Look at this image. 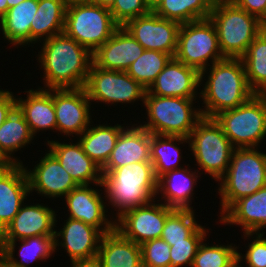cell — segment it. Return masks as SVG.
I'll use <instances>...</instances> for the list:
<instances>
[{
	"label": "cell",
	"instance_id": "f5cc1de1",
	"mask_svg": "<svg viewBox=\"0 0 266 267\" xmlns=\"http://www.w3.org/2000/svg\"><path fill=\"white\" fill-rule=\"evenodd\" d=\"M0 267H14L0 256Z\"/></svg>",
	"mask_w": 266,
	"mask_h": 267
},
{
	"label": "cell",
	"instance_id": "9f6ffc18",
	"mask_svg": "<svg viewBox=\"0 0 266 267\" xmlns=\"http://www.w3.org/2000/svg\"><path fill=\"white\" fill-rule=\"evenodd\" d=\"M240 264V262L239 261H236V263L234 264V266L233 267H243L241 264Z\"/></svg>",
	"mask_w": 266,
	"mask_h": 267
},
{
	"label": "cell",
	"instance_id": "30bf717a",
	"mask_svg": "<svg viewBox=\"0 0 266 267\" xmlns=\"http://www.w3.org/2000/svg\"><path fill=\"white\" fill-rule=\"evenodd\" d=\"M174 58L199 72L225 59L219 48L216 27L210 18L181 24Z\"/></svg>",
	"mask_w": 266,
	"mask_h": 267
},
{
	"label": "cell",
	"instance_id": "9a60e30c",
	"mask_svg": "<svg viewBox=\"0 0 266 267\" xmlns=\"http://www.w3.org/2000/svg\"><path fill=\"white\" fill-rule=\"evenodd\" d=\"M99 189L90 185H78L65 196L68 217L80 220L85 224L97 228L102 234L112 232L115 229V218L106 215L107 202L105 196L102 197Z\"/></svg>",
	"mask_w": 266,
	"mask_h": 267
},
{
	"label": "cell",
	"instance_id": "7a4b0ae2",
	"mask_svg": "<svg viewBox=\"0 0 266 267\" xmlns=\"http://www.w3.org/2000/svg\"><path fill=\"white\" fill-rule=\"evenodd\" d=\"M200 82L203 89L199 98L204 105L201 113L205 118H214L222 111L234 109L255 94L248 85L241 58H225L210 65L200 72Z\"/></svg>",
	"mask_w": 266,
	"mask_h": 267
},
{
	"label": "cell",
	"instance_id": "f1b7e54d",
	"mask_svg": "<svg viewBox=\"0 0 266 267\" xmlns=\"http://www.w3.org/2000/svg\"><path fill=\"white\" fill-rule=\"evenodd\" d=\"M34 138L23 113L16 106L0 127V157L7 164H23L13 155L28 146Z\"/></svg>",
	"mask_w": 266,
	"mask_h": 267
},
{
	"label": "cell",
	"instance_id": "cb8c5ba5",
	"mask_svg": "<svg viewBox=\"0 0 266 267\" xmlns=\"http://www.w3.org/2000/svg\"><path fill=\"white\" fill-rule=\"evenodd\" d=\"M184 165L185 168L169 171L157 179L156 195L159 197L161 194L162 203L167 207L178 210H194L190 205L193 202L194 188L201 173H198V170L190 169L189 164Z\"/></svg>",
	"mask_w": 266,
	"mask_h": 267
},
{
	"label": "cell",
	"instance_id": "c3c4849f",
	"mask_svg": "<svg viewBox=\"0 0 266 267\" xmlns=\"http://www.w3.org/2000/svg\"><path fill=\"white\" fill-rule=\"evenodd\" d=\"M163 0H146L147 6L150 11H154L156 7L162 2Z\"/></svg>",
	"mask_w": 266,
	"mask_h": 267
},
{
	"label": "cell",
	"instance_id": "d590c367",
	"mask_svg": "<svg viewBox=\"0 0 266 267\" xmlns=\"http://www.w3.org/2000/svg\"><path fill=\"white\" fill-rule=\"evenodd\" d=\"M172 58L167 53L144 50L143 54L128 67L126 73L148 90L156 80L158 74Z\"/></svg>",
	"mask_w": 266,
	"mask_h": 267
},
{
	"label": "cell",
	"instance_id": "e0dca14e",
	"mask_svg": "<svg viewBox=\"0 0 266 267\" xmlns=\"http://www.w3.org/2000/svg\"><path fill=\"white\" fill-rule=\"evenodd\" d=\"M5 227L4 241H15L36 236H55L56 211L45 204L25 205Z\"/></svg>",
	"mask_w": 266,
	"mask_h": 267
},
{
	"label": "cell",
	"instance_id": "5bb4252c",
	"mask_svg": "<svg viewBox=\"0 0 266 267\" xmlns=\"http://www.w3.org/2000/svg\"><path fill=\"white\" fill-rule=\"evenodd\" d=\"M180 26V23L161 18L151 11L129 20L123 27L145 50L167 53L174 58Z\"/></svg>",
	"mask_w": 266,
	"mask_h": 267
},
{
	"label": "cell",
	"instance_id": "6da1fadb",
	"mask_svg": "<svg viewBox=\"0 0 266 267\" xmlns=\"http://www.w3.org/2000/svg\"><path fill=\"white\" fill-rule=\"evenodd\" d=\"M43 42V43H42ZM41 89L82 88L93 64L92 53L64 32L40 42Z\"/></svg>",
	"mask_w": 266,
	"mask_h": 267
},
{
	"label": "cell",
	"instance_id": "277c9868",
	"mask_svg": "<svg viewBox=\"0 0 266 267\" xmlns=\"http://www.w3.org/2000/svg\"><path fill=\"white\" fill-rule=\"evenodd\" d=\"M217 182L221 216L235 201L266 185V153L258 147L234 148L229 167Z\"/></svg>",
	"mask_w": 266,
	"mask_h": 267
},
{
	"label": "cell",
	"instance_id": "f546056e",
	"mask_svg": "<svg viewBox=\"0 0 266 267\" xmlns=\"http://www.w3.org/2000/svg\"><path fill=\"white\" fill-rule=\"evenodd\" d=\"M125 128L121 124L91 125L77 138L84 153L91 158L101 169L106 165L116 141Z\"/></svg>",
	"mask_w": 266,
	"mask_h": 267
},
{
	"label": "cell",
	"instance_id": "74e56055",
	"mask_svg": "<svg viewBox=\"0 0 266 267\" xmlns=\"http://www.w3.org/2000/svg\"><path fill=\"white\" fill-rule=\"evenodd\" d=\"M202 241L194 257L192 267H233L237 261V246L231 244L219 245Z\"/></svg>",
	"mask_w": 266,
	"mask_h": 267
},
{
	"label": "cell",
	"instance_id": "484cf974",
	"mask_svg": "<svg viewBox=\"0 0 266 267\" xmlns=\"http://www.w3.org/2000/svg\"><path fill=\"white\" fill-rule=\"evenodd\" d=\"M27 97H16V106L23 113L32 135L37 132L55 130L56 114L53 104V89H29Z\"/></svg>",
	"mask_w": 266,
	"mask_h": 267
},
{
	"label": "cell",
	"instance_id": "db71d44e",
	"mask_svg": "<svg viewBox=\"0 0 266 267\" xmlns=\"http://www.w3.org/2000/svg\"><path fill=\"white\" fill-rule=\"evenodd\" d=\"M67 3H83V2H94L95 0H66Z\"/></svg>",
	"mask_w": 266,
	"mask_h": 267
},
{
	"label": "cell",
	"instance_id": "ba28073f",
	"mask_svg": "<svg viewBox=\"0 0 266 267\" xmlns=\"http://www.w3.org/2000/svg\"><path fill=\"white\" fill-rule=\"evenodd\" d=\"M189 148L198 169L218 181L227 171L234 147L214 118L203 117L189 136ZM200 167V168H199Z\"/></svg>",
	"mask_w": 266,
	"mask_h": 267
},
{
	"label": "cell",
	"instance_id": "7c38bea8",
	"mask_svg": "<svg viewBox=\"0 0 266 267\" xmlns=\"http://www.w3.org/2000/svg\"><path fill=\"white\" fill-rule=\"evenodd\" d=\"M157 199L144 206L123 212L115 219V229L124 238L139 245L145 241L160 238L166 218L175 209L167 207L160 202L162 200Z\"/></svg>",
	"mask_w": 266,
	"mask_h": 267
},
{
	"label": "cell",
	"instance_id": "b9f144b4",
	"mask_svg": "<svg viewBox=\"0 0 266 267\" xmlns=\"http://www.w3.org/2000/svg\"><path fill=\"white\" fill-rule=\"evenodd\" d=\"M109 10L119 26H124L129 20L151 12L146 0H115Z\"/></svg>",
	"mask_w": 266,
	"mask_h": 267
},
{
	"label": "cell",
	"instance_id": "11a10c76",
	"mask_svg": "<svg viewBox=\"0 0 266 267\" xmlns=\"http://www.w3.org/2000/svg\"><path fill=\"white\" fill-rule=\"evenodd\" d=\"M7 163L0 157V169L4 168Z\"/></svg>",
	"mask_w": 266,
	"mask_h": 267
},
{
	"label": "cell",
	"instance_id": "4fadbf2b",
	"mask_svg": "<svg viewBox=\"0 0 266 267\" xmlns=\"http://www.w3.org/2000/svg\"><path fill=\"white\" fill-rule=\"evenodd\" d=\"M53 104L56 114V131L60 134L78 137L90 126L91 122L93 123L90 111L92 103L84 87L53 89Z\"/></svg>",
	"mask_w": 266,
	"mask_h": 267
},
{
	"label": "cell",
	"instance_id": "4dcf8cb0",
	"mask_svg": "<svg viewBox=\"0 0 266 267\" xmlns=\"http://www.w3.org/2000/svg\"><path fill=\"white\" fill-rule=\"evenodd\" d=\"M55 236H36L28 237L19 241V258L14 255L17 246L15 241H4V246L0 250V256L14 267H30V263L44 261L55 253Z\"/></svg>",
	"mask_w": 266,
	"mask_h": 267
},
{
	"label": "cell",
	"instance_id": "7bdbcfd3",
	"mask_svg": "<svg viewBox=\"0 0 266 267\" xmlns=\"http://www.w3.org/2000/svg\"><path fill=\"white\" fill-rule=\"evenodd\" d=\"M239 8L257 17L266 26V0H231Z\"/></svg>",
	"mask_w": 266,
	"mask_h": 267
},
{
	"label": "cell",
	"instance_id": "52a82bcc",
	"mask_svg": "<svg viewBox=\"0 0 266 267\" xmlns=\"http://www.w3.org/2000/svg\"><path fill=\"white\" fill-rule=\"evenodd\" d=\"M118 27L108 8L93 2L67 3L64 33L92 54Z\"/></svg>",
	"mask_w": 266,
	"mask_h": 267
},
{
	"label": "cell",
	"instance_id": "681fc988",
	"mask_svg": "<svg viewBox=\"0 0 266 267\" xmlns=\"http://www.w3.org/2000/svg\"><path fill=\"white\" fill-rule=\"evenodd\" d=\"M4 239H5V227L3 224L0 222V250L4 246Z\"/></svg>",
	"mask_w": 266,
	"mask_h": 267
},
{
	"label": "cell",
	"instance_id": "44dd1931",
	"mask_svg": "<svg viewBox=\"0 0 266 267\" xmlns=\"http://www.w3.org/2000/svg\"><path fill=\"white\" fill-rule=\"evenodd\" d=\"M64 221L66 223H63V228L60 231L55 230V251L59 246L63 247L70 257V262L97 256L103 234L97 228L80 220L68 217Z\"/></svg>",
	"mask_w": 266,
	"mask_h": 267
},
{
	"label": "cell",
	"instance_id": "7402d4cb",
	"mask_svg": "<svg viewBox=\"0 0 266 267\" xmlns=\"http://www.w3.org/2000/svg\"><path fill=\"white\" fill-rule=\"evenodd\" d=\"M29 195L24 164H7L0 169V222L4 227L13 220Z\"/></svg>",
	"mask_w": 266,
	"mask_h": 267
},
{
	"label": "cell",
	"instance_id": "836d02e7",
	"mask_svg": "<svg viewBox=\"0 0 266 267\" xmlns=\"http://www.w3.org/2000/svg\"><path fill=\"white\" fill-rule=\"evenodd\" d=\"M216 0H163L153 11L180 24L209 18Z\"/></svg>",
	"mask_w": 266,
	"mask_h": 267
},
{
	"label": "cell",
	"instance_id": "8992f818",
	"mask_svg": "<svg viewBox=\"0 0 266 267\" xmlns=\"http://www.w3.org/2000/svg\"><path fill=\"white\" fill-rule=\"evenodd\" d=\"M209 18L216 27L219 48L225 58H241L266 27L231 0H216Z\"/></svg>",
	"mask_w": 266,
	"mask_h": 267
},
{
	"label": "cell",
	"instance_id": "3957f363",
	"mask_svg": "<svg viewBox=\"0 0 266 267\" xmlns=\"http://www.w3.org/2000/svg\"><path fill=\"white\" fill-rule=\"evenodd\" d=\"M102 186L108 204L115 208V218L157 198V178L151 162H134L102 174Z\"/></svg>",
	"mask_w": 266,
	"mask_h": 267
},
{
	"label": "cell",
	"instance_id": "ee69618b",
	"mask_svg": "<svg viewBox=\"0 0 266 267\" xmlns=\"http://www.w3.org/2000/svg\"><path fill=\"white\" fill-rule=\"evenodd\" d=\"M16 97L7 89L0 95V127L16 107Z\"/></svg>",
	"mask_w": 266,
	"mask_h": 267
},
{
	"label": "cell",
	"instance_id": "f907efd6",
	"mask_svg": "<svg viewBox=\"0 0 266 267\" xmlns=\"http://www.w3.org/2000/svg\"><path fill=\"white\" fill-rule=\"evenodd\" d=\"M257 95L263 100L264 104L266 105V86H264Z\"/></svg>",
	"mask_w": 266,
	"mask_h": 267
},
{
	"label": "cell",
	"instance_id": "f6af8a7d",
	"mask_svg": "<svg viewBox=\"0 0 266 267\" xmlns=\"http://www.w3.org/2000/svg\"><path fill=\"white\" fill-rule=\"evenodd\" d=\"M70 263L71 267H103L97 256L88 259L75 260Z\"/></svg>",
	"mask_w": 266,
	"mask_h": 267
},
{
	"label": "cell",
	"instance_id": "ac0fdd59",
	"mask_svg": "<svg viewBox=\"0 0 266 267\" xmlns=\"http://www.w3.org/2000/svg\"><path fill=\"white\" fill-rule=\"evenodd\" d=\"M144 48L123 26L93 54V65L105 70L125 71L144 52Z\"/></svg>",
	"mask_w": 266,
	"mask_h": 267
},
{
	"label": "cell",
	"instance_id": "ffe728a7",
	"mask_svg": "<svg viewBox=\"0 0 266 267\" xmlns=\"http://www.w3.org/2000/svg\"><path fill=\"white\" fill-rule=\"evenodd\" d=\"M46 144L77 185L93 183L95 186L103 187L101 168L84 153L78 139L75 143L47 140Z\"/></svg>",
	"mask_w": 266,
	"mask_h": 267
},
{
	"label": "cell",
	"instance_id": "816d5d0a",
	"mask_svg": "<svg viewBox=\"0 0 266 267\" xmlns=\"http://www.w3.org/2000/svg\"><path fill=\"white\" fill-rule=\"evenodd\" d=\"M25 0H7V4H8V9L11 7H15L16 5H18L19 3L23 2Z\"/></svg>",
	"mask_w": 266,
	"mask_h": 267
},
{
	"label": "cell",
	"instance_id": "4316f807",
	"mask_svg": "<svg viewBox=\"0 0 266 267\" xmlns=\"http://www.w3.org/2000/svg\"><path fill=\"white\" fill-rule=\"evenodd\" d=\"M97 257L103 267H146L141 246L124 238L116 229L102 235Z\"/></svg>",
	"mask_w": 266,
	"mask_h": 267
},
{
	"label": "cell",
	"instance_id": "d6a6232c",
	"mask_svg": "<svg viewBox=\"0 0 266 267\" xmlns=\"http://www.w3.org/2000/svg\"><path fill=\"white\" fill-rule=\"evenodd\" d=\"M185 142L189 144V139L181 136L150 134V159L157 179L169 171L183 167L179 164L183 158L179 144Z\"/></svg>",
	"mask_w": 266,
	"mask_h": 267
},
{
	"label": "cell",
	"instance_id": "ab89813d",
	"mask_svg": "<svg viewBox=\"0 0 266 267\" xmlns=\"http://www.w3.org/2000/svg\"><path fill=\"white\" fill-rule=\"evenodd\" d=\"M141 257L146 267H171L170 245L163 239H152L141 245Z\"/></svg>",
	"mask_w": 266,
	"mask_h": 267
},
{
	"label": "cell",
	"instance_id": "7dc6e473",
	"mask_svg": "<svg viewBox=\"0 0 266 267\" xmlns=\"http://www.w3.org/2000/svg\"><path fill=\"white\" fill-rule=\"evenodd\" d=\"M8 11L7 0H0V18H2Z\"/></svg>",
	"mask_w": 266,
	"mask_h": 267
},
{
	"label": "cell",
	"instance_id": "9c48e42d",
	"mask_svg": "<svg viewBox=\"0 0 266 267\" xmlns=\"http://www.w3.org/2000/svg\"><path fill=\"white\" fill-rule=\"evenodd\" d=\"M214 119L234 148L259 147L265 140L266 105L257 94L234 109L220 112Z\"/></svg>",
	"mask_w": 266,
	"mask_h": 267
},
{
	"label": "cell",
	"instance_id": "1f68e13d",
	"mask_svg": "<svg viewBox=\"0 0 266 267\" xmlns=\"http://www.w3.org/2000/svg\"><path fill=\"white\" fill-rule=\"evenodd\" d=\"M66 7V0H38L34 25H30L31 44L64 32Z\"/></svg>",
	"mask_w": 266,
	"mask_h": 267
},
{
	"label": "cell",
	"instance_id": "60d3db41",
	"mask_svg": "<svg viewBox=\"0 0 266 267\" xmlns=\"http://www.w3.org/2000/svg\"><path fill=\"white\" fill-rule=\"evenodd\" d=\"M244 239H251L248 243L246 254L237 251V261L241 263L243 259L247 264L246 267H266V236L265 232L261 233H244ZM254 235V237H252ZM265 236V237H263ZM246 237V238H245ZM255 238V239H253ZM253 240V241H252Z\"/></svg>",
	"mask_w": 266,
	"mask_h": 267
},
{
	"label": "cell",
	"instance_id": "603a6c76",
	"mask_svg": "<svg viewBox=\"0 0 266 267\" xmlns=\"http://www.w3.org/2000/svg\"><path fill=\"white\" fill-rule=\"evenodd\" d=\"M137 125L127 124L121 131L106 165L101 169L102 174L134 162H151L150 133Z\"/></svg>",
	"mask_w": 266,
	"mask_h": 267
},
{
	"label": "cell",
	"instance_id": "d6986e66",
	"mask_svg": "<svg viewBox=\"0 0 266 267\" xmlns=\"http://www.w3.org/2000/svg\"><path fill=\"white\" fill-rule=\"evenodd\" d=\"M200 83L197 69L172 58L147 91L157 96L196 98Z\"/></svg>",
	"mask_w": 266,
	"mask_h": 267
},
{
	"label": "cell",
	"instance_id": "83f0119b",
	"mask_svg": "<svg viewBox=\"0 0 266 267\" xmlns=\"http://www.w3.org/2000/svg\"><path fill=\"white\" fill-rule=\"evenodd\" d=\"M38 0H25L15 7L8 9L0 18V31L3 39L16 47L30 45V25H34V16L37 12ZM22 45V46H21Z\"/></svg>",
	"mask_w": 266,
	"mask_h": 267
},
{
	"label": "cell",
	"instance_id": "d4e9b609",
	"mask_svg": "<svg viewBox=\"0 0 266 267\" xmlns=\"http://www.w3.org/2000/svg\"><path fill=\"white\" fill-rule=\"evenodd\" d=\"M224 225H238L243 233H262L266 228V185L235 201L221 216Z\"/></svg>",
	"mask_w": 266,
	"mask_h": 267
},
{
	"label": "cell",
	"instance_id": "6f0895ef",
	"mask_svg": "<svg viewBox=\"0 0 266 267\" xmlns=\"http://www.w3.org/2000/svg\"><path fill=\"white\" fill-rule=\"evenodd\" d=\"M4 91H5V90H3V89L1 90V89H0V95H1Z\"/></svg>",
	"mask_w": 266,
	"mask_h": 267
},
{
	"label": "cell",
	"instance_id": "8d00e7d4",
	"mask_svg": "<svg viewBox=\"0 0 266 267\" xmlns=\"http://www.w3.org/2000/svg\"><path fill=\"white\" fill-rule=\"evenodd\" d=\"M195 210L175 209L167 218L161 239L172 243L186 242V239L200 226L195 219Z\"/></svg>",
	"mask_w": 266,
	"mask_h": 267
},
{
	"label": "cell",
	"instance_id": "e575fe53",
	"mask_svg": "<svg viewBox=\"0 0 266 267\" xmlns=\"http://www.w3.org/2000/svg\"><path fill=\"white\" fill-rule=\"evenodd\" d=\"M241 59L248 85L257 94L266 86V27L255 37Z\"/></svg>",
	"mask_w": 266,
	"mask_h": 267
},
{
	"label": "cell",
	"instance_id": "f35d334b",
	"mask_svg": "<svg viewBox=\"0 0 266 267\" xmlns=\"http://www.w3.org/2000/svg\"><path fill=\"white\" fill-rule=\"evenodd\" d=\"M200 225L187 239L186 242L172 243L170 246L171 267H192L194 257L202 241L207 238L209 229Z\"/></svg>",
	"mask_w": 266,
	"mask_h": 267
},
{
	"label": "cell",
	"instance_id": "5b68a950",
	"mask_svg": "<svg viewBox=\"0 0 266 267\" xmlns=\"http://www.w3.org/2000/svg\"><path fill=\"white\" fill-rule=\"evenodd\" d=\"M196 99L157 96L146 90L144 107L148 120L140 126L150 134L189 138L196 124L203 118L201 108L194 107Z\"/></svg>",
	"mask_w": 266,
	"mask_h": 267
},
{
	"label": "cell",
	"instance_id": "8fae6325",
	"mask_svg": "<svg viewBox=\"0 0 266 267\" xmlns=\"http://www.w3.org/2000/svg\"><path fill=\"white\" fill-rule=\"evenodd\" d=\"M88 98L92 102L134 104L142 101L146 89L130 77L125 71L105 70L91 65L88 78L84 86ZM140 99V100H139Z\"/></svg>",
	"mask_w": 266,
	"mask_h": 267
},
{
	"label": "cell",
	"instance_id": "2e32d148",
	"mask_svg": "<svg viewBox=\"0 0 266 267\" xmlns=\"http://www.w3.org/2000/svg\"><path fill=\"white\" fill-rule=\"evenodd\" d=\"M47 152L34 169L25 167L30 193L35 191L46 198H63L78 185L58 159L49 150Z\"/></svg>",
	"mask_w": 266,
	"mask_h": 267
},
{
	"label": "cell",
	"instance_id": "bcb514c9",
	"mask_svg": "<svg viewBox=\"0 0 266 267\" xmlns=\"http://www.w3.org/2000/svg\"><path fill=\"white\" fill-rule=\"evenodd\" d=\"M114 2H115V0H95L93 3L110 9L113 6Z\"/></svg>",
	"mask_w": 266,
	"mask_h": 267
}]
</instances>
